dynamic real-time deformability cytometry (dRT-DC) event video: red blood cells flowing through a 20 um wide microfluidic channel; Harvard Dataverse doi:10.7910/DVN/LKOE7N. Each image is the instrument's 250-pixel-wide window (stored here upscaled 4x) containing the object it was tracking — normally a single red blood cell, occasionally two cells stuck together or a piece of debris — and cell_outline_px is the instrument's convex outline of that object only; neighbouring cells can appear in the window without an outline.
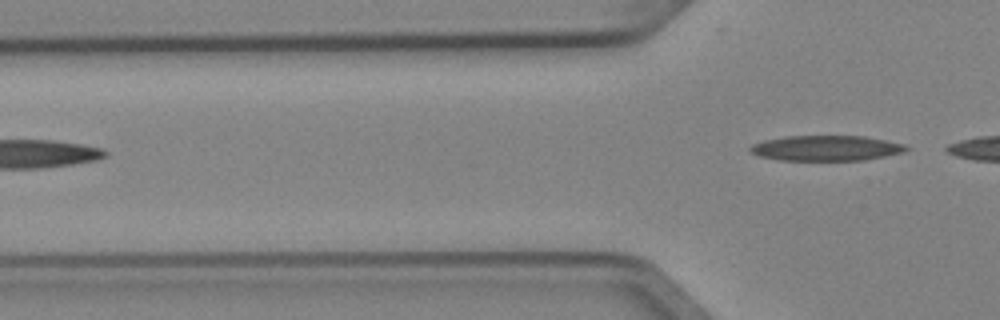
{"species": "Egyptian fruit bat (a non-hibernating species)", "species_latin": "Rousettus aegyptiacus", "temperature_condition": "cold", "stored_images_in_passage": 5, "camera_frame_rate_fps": 3000, "um_per_image_px": 0.085, "animal": {"sex": "female"}, "frame": {"image": 1, "passage_image": 5, "time_ms": 1.333, "image_size_px": [1000, 320], "cell_outline_px": [[912, 148], [904, 152], [864, 160], [780, 160], [760, 156], [752, 152], [748, 148], [752, 144], [764, 140], [784, 136], [864, 136], [904, 144]], "centroid_in_image_um": [70.23, 12.59], "position_along_channel_um": 55.6, "area_um2": 22.95}}